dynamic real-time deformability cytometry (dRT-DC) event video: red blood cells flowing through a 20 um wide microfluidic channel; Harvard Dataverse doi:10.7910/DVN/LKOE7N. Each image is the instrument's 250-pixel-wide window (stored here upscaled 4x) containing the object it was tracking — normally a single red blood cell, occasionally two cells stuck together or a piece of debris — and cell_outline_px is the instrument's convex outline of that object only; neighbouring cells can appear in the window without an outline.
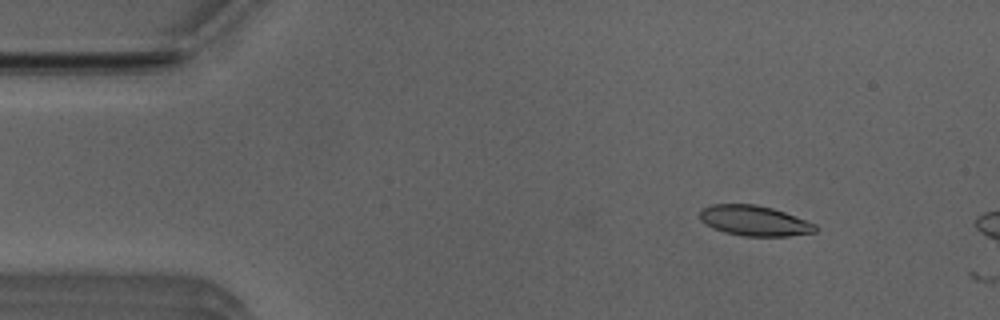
{"species": "Egyptian fruit bat (a non-hibernating species)", "species_latin": "Rousettus aegyptiacus", "temperature_condition": "room temperature", "stored_images_in_passage": 3, "camera_frame_rate_fps": 3000, "um_per_image_px": 0.085, "animal": {"sex": "male"}, "frame": {"image": 1, "passage_image": 2, "time_ms": 0.333, "image_size_px": [1000, 320], "cell_outline_px": [[816, 232], [788, 236], [744, 236], [724, 232], [712, 228], [700, 220], [700, 212], [704, 208], [712, 204], [756, 204], [772, 208], [784, 212], [816, 224]], "centroid_in_image_um": [64.11, 18.76], "position_along_channel_um": 20.9, "area_um2": 20.29}}